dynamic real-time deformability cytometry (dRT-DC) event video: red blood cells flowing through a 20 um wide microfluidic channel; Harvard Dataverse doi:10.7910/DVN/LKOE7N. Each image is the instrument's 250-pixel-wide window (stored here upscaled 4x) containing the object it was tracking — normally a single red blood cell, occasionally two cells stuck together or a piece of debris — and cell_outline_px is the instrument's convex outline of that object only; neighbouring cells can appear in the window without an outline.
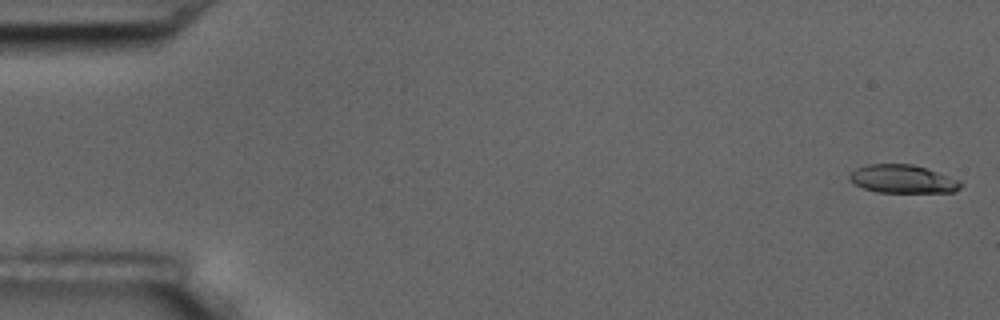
{"species": "common noctule bat (a hibernating species)", "species_latin": "Nyctalus noctula", "temperature_condition": "room temperature", "stored_images_in_passage": 11, "camera_frame_rate_fps": 3000, "um_per_image_px": 0.085, "animal": {"sex": "male", "body_mass_g": 17.5, "forearm_length_mm": 52.3}, "frame": {"image": 1, "passage_image": 1, "time_ms": 0.0, "image_size_px": [1000, 320], "cell_outline_px": [[964, 184], [960, 188], [952, 192], [876, 192], [864, 188], [856, 184], [848, 176], [856, 168], [868, 164], [912, 164], [960, 180]], "centroid_in_image_um": [76.74, 15.22], "position_along_channel_um": 8.3, "area_um2": 18.03}}
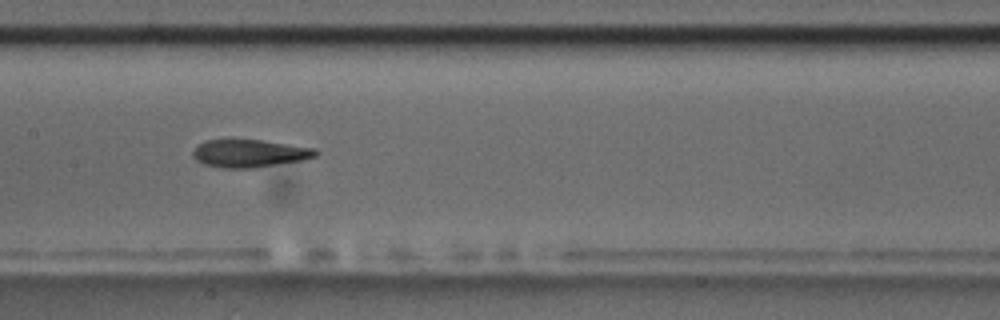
{"frame": {"image": 2, "passage_image": 8, "time_ms": 9.0, "image_size_px": [1000, 320], "cell_outline_px": [[320, 152], [316, 156], [300, 160], [252, 168], [224, 168], [204, 164], [196, 160], [192, 156], [192, 152], [204, 140], [260, 140], [316, 148]], "centroid_in_image_um": [21.21, 13.03], "position_along_channel_um": 186.2, "area_um2": 19.59}}
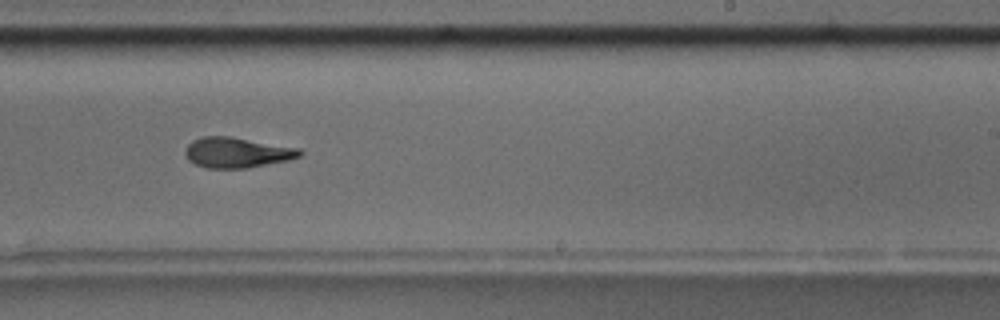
{"frame": {"image": 3, "passage_image": 10, "time_ms": 11.333, "image_size_px": [1000, 320], "cell_outline_px": [[304, 152], [300, 156], [288, 160], [244, 168], [208, 168], [196, 164], [188, 160], [184, 152], [188, 144], [192, 140], [204, 136], [228, 136], [300, 148]], "centroid_in_image_um": [20.13, 12.96], "position_along_channel_um": 268.9, "area_um2": 20.11}}